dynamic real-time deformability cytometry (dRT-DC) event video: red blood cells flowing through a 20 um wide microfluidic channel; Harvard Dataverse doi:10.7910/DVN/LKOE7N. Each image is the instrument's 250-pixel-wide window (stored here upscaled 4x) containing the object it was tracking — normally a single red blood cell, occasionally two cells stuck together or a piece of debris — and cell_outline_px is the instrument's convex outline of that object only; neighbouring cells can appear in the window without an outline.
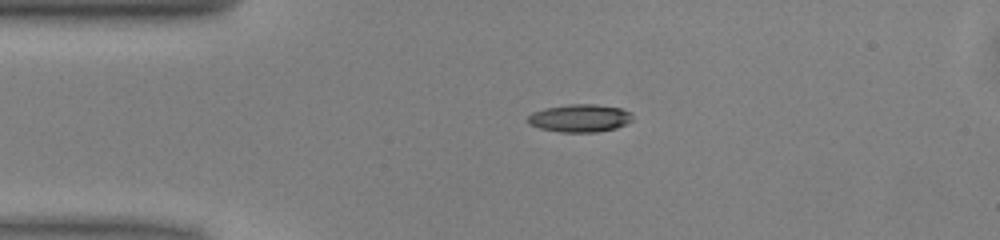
{"species": "common noctule bat (a hibernating species)", "species_latin": "Nyctalus noctula", "temperature_condition": "warm", "stored_images_in_passage": 50, "camera_frame_rate_fps": 3000, "um_per_image_px": 0.085, "animal": {"sex": "male", "body_mass_g": 13.0, "forearm_length_mm": 53.1}, "frame": {"image": 1, "passage_image": 10, "time_ms": 3.0, "image_size_px": [1000, 240], "cell_outline_px": [[632, 120], [628, 124], [616, 128], [596, 132], [560, 132], [540, 128], [528, 124], [528, 116], [532, 112], [544, 108], [568, 104], [596, 104], [620, 108], [632, 112]], "centroid_in_image_um": [49.3, 10.04], "position_along_channel_um": 35.7, "area_um2": 17.11}}
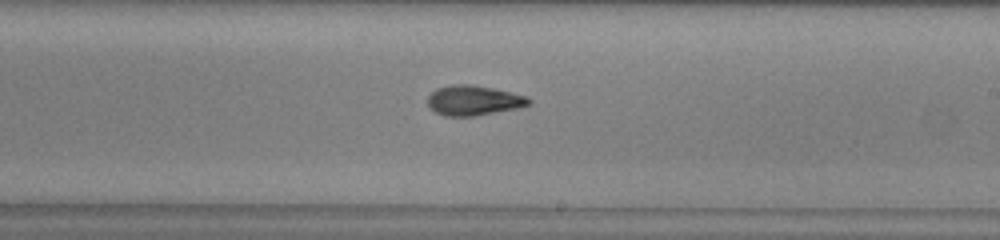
{"frame": {"image": 2, "passage_image": 28, "time_ms": 9.0, "image_size_px": [1000, 240], "cell_outline_px": [[532, 104], [520, 108], [472, 116], [444, 116], [436, 112], [428, 104], [428, 96], [436, 88], [452, 84], [472, 84], [492, 88], [528, 96], [532, 100]], "centroid_in_image_um": [40.3, 8.53], "position_along_channel_um": 248.7, "area_um2": 17.74}}
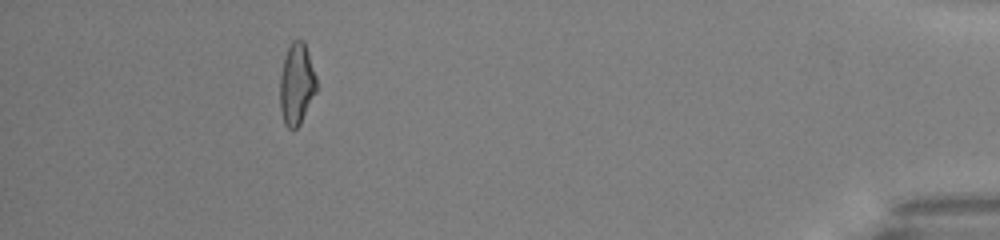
{"frame": {"image": 3, "passage_image": 45, "time_ms": 14.667, "image_size_px": [1000, 240], "cell_outline_px": [[316, 92], [300, 124], [292, 132], [284, 124], [280, 112], [280, 76], [284, 56], [292, 40], [304, 40], [316, 76]], "centroid_in_image_um": [25.2, 7.17], "position_along_channel_um": 410.0, "area_um2": 17.51}, "authors_computed_cell_mechanics": {"area_um2": 17.1955, "velocity_mm_per_s": 4.0469, "shape_relaxation_time_tau1_ms": 7.3123, "shape_relaxation_time_tau2_ms": 4.2575, "deformation_change_tau1": 0.2296, "deformation_change_tau2": 0.105}}